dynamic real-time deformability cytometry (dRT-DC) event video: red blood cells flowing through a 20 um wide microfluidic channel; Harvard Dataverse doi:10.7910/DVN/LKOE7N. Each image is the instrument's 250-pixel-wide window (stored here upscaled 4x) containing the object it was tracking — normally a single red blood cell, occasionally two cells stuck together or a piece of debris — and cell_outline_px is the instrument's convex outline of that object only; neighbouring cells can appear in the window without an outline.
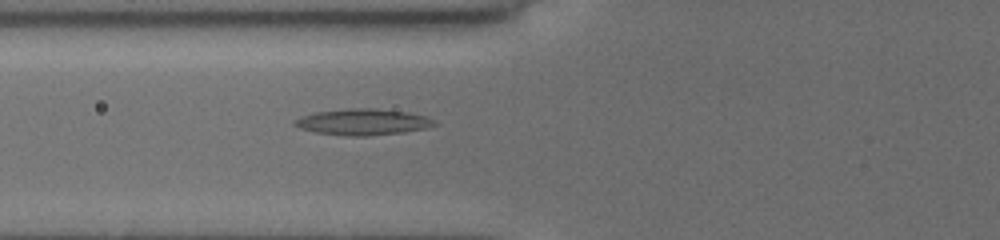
{"species": "common noctule bat (a hibernating species)", "species_latin": "Nyctalus noctula", "temperature_condition": "cold", "stored_images_in_passage": 8, "camera_frame_rate_fps": 3000, "um_per_image_px": 0.085, "animal": {"sex": "female", "body_mass_g": 19.5, "forearm_length_mm": 54.1}, "frame": {"image": 1, "passage_image": 3, "time_ms": 0.667, "image_size_px": [1000, 240], "cell_outline_px": [[440, 124], [424, 128], [404, 132], [368, 136], [348, 136], [316, 132], [300, 128], [292, 124], [292, 120], [316, 112], [348, 108], [376, 108], [408, 112], [424, 116], [436, 120]], "centroid_in_image_um": [30.87, 10.36], "position_along_channel_um": 94.9, "area_um2": 21.39}}
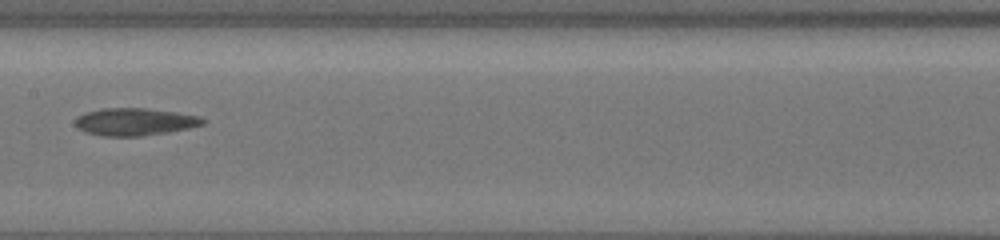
{"frame": {"image": 2, "passage_image": 6, "time_ms": 1.667, "image_size_px": [1000, 240], "cell_outline_px": [[204, 124], [188, 128], [168, 132], [140, 136], [104, 136], [84, 132], [76, 124], [76, 120], [80, 116], [88, 112], [104, 108], [148, 108], [176, 112], [200, 116], [204, 120]], "centroid_in_image_um": [11.49, 10.35], "position_along_channel_um": 195.9, "area_um2": 20.11}}
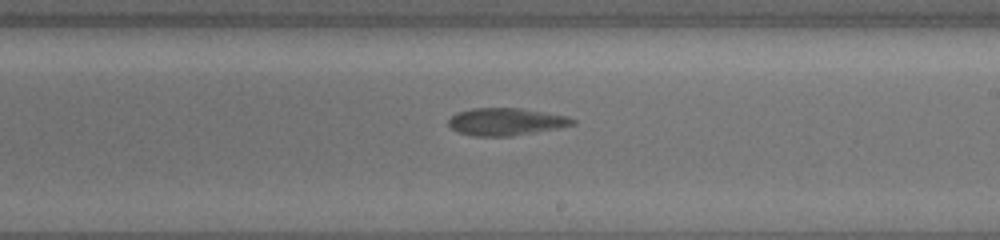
{"frame": {"image": 3, "passage_image": 8, "time_ms": 2.333, "image_size_px": [1000, 240], "cell_outline_px": [[576, 124], [556, 128], [512, 136], [472, 136], [456, 132], [448, 124], [448, 120], [456, 112], [472, 108], [520, 108], [568, 116], [576, 120]], "centroid_in_image_um": [42.98, 10.34], "position_along_channel_um": 246.0, "area_um2": 19.83}}